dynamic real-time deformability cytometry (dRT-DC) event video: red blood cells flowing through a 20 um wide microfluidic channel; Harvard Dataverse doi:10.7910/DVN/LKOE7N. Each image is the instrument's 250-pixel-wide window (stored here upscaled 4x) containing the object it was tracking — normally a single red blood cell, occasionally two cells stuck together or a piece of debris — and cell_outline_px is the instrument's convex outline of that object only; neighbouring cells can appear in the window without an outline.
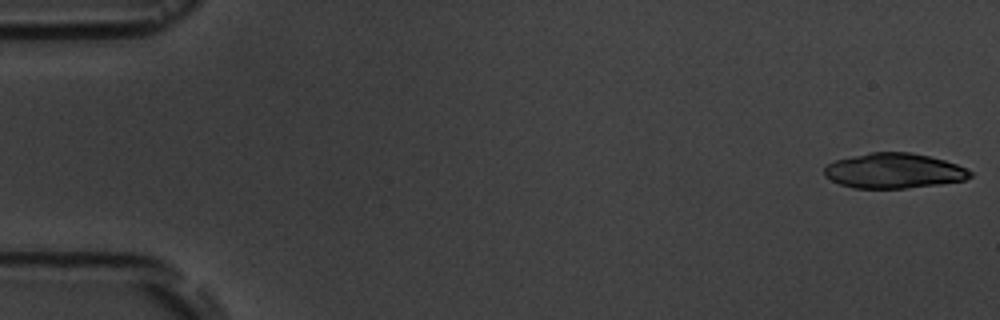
{"species": "common noctule bat (a hibernating species)", "species_latin": "Nyctalus noctula", "temperature_condition": "room temperature", "stored_images_in_passage": 10, "camera_frame_rate_fps": 3000, "um_per_image_px": 0.085, "animal": {"sex": "male", "body_mass_g": 19.5, "forearm_length_mm": 54.6}, "frame": {"image": 1, "passage_image": 1, "time_ms": 0.0, "image_size_px": [1000, 320], "cell_outline_px": [[972, 176], [964, 180], [940, 184], [904, 188], [852, 188], [840, 184], [824, 176], [824, 168], [828, 164], [836, 160], [868, 152], [908, 152], [928, 156], [944, 160], [956, 164], [972, 172]], "centroid_in_image_um": [75.96, 14.52], "position_along_channel_um": 9.0, "area_um2": 29.65}}
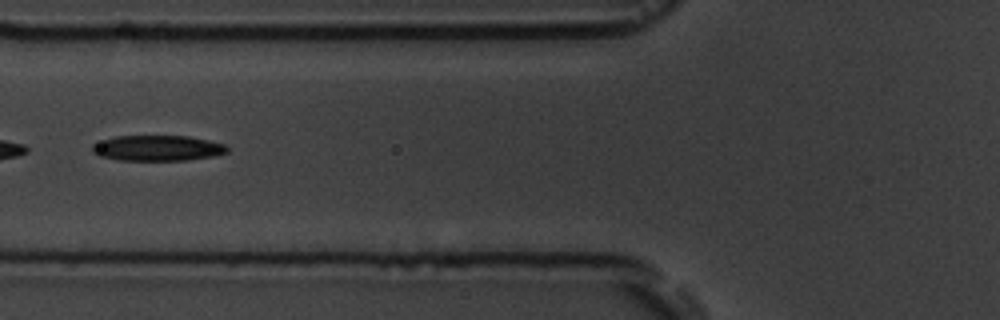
{"frame": {"image": 2, "passage_image": 7, "time_ms": 7.0, "image_size_px": [1000, 320], "cell_outline_px": [[228, 152], [212, 156], [184, 160], [120, 160], [100, 156], [92, 152], [92, 144], [116, 136], [188, 136], [208, 140], [224, 144], [228, 148]], "centroid_in_image_um": [13.38, 12.58], "position_along_channel_um": 112.4, "area_um2": 19.88}}